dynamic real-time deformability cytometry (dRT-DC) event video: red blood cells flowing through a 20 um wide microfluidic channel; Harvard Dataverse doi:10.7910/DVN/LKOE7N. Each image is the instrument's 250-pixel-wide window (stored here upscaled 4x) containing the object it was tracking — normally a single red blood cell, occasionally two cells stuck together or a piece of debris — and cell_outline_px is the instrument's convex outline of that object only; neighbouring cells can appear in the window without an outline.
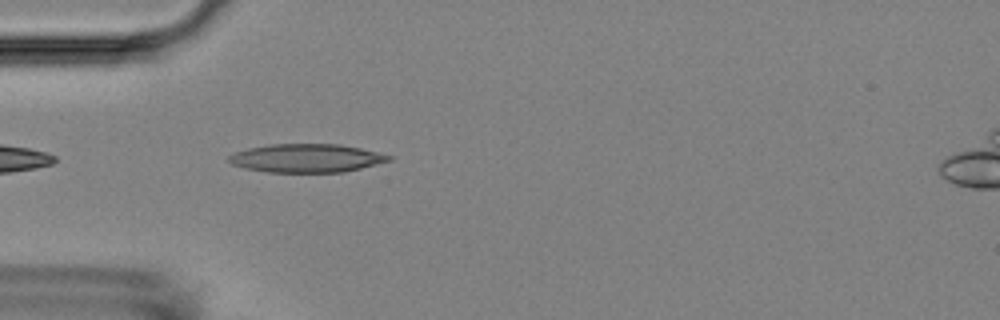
{"species": "Egyptian fruit bat (a non-hibernating species)", "species_latin": "Rousettus aegyptiacus", "temperature_condition": "room temperature", "stored_images_in_passage": 24, "camera_frame_rate_fps": 3000, "um_per_image_px": 0.085, "animal": {"sex": "female"}, "frame": {"image": 1, "passage_image": 1, "time_ms": 0.0, "image_size_px": [1000, 320], "cell_outline_px": [[392, 160], [344, 172], [268, 172], [244, 168], [232, 164], [228, 160], [228, 156], [236, 152], [248, 148], [272, 144], [340, 144], [360, 148], [392, 156]], "centroid_in_image_um": [26.04, 13.44], "position_along_channel_um": 59.0, "area_um2": 26.36}}
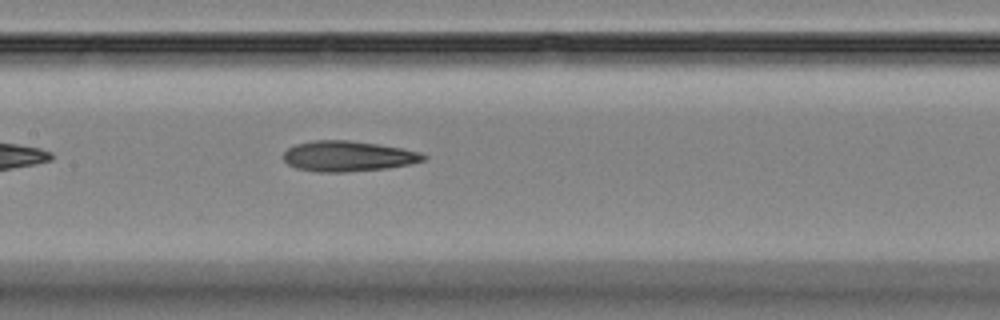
{"frame": {"image": 2, "passage_image": 11, "time_ms": 3.333, "image_size_px": [1000, 320], "cell_outline_px": [[428, 156], [424, 160], [408, 164], [384, 168], [344, 172], [316, 172], [296, 168], [288, 164], [284, 160], [284, 152], [288, 148], [296, 144], [312, 140], [348, 140], [380, 144], [420, 152]], "centroid_in_image_um": [29.55, 13.27], "position_along_channel_um": 177.9, "area_um2": 24.74}}
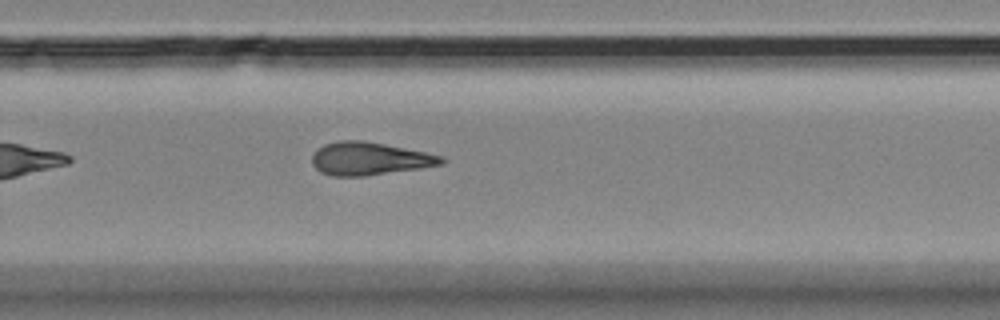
{"frame": {"image": 3, "passage_image": 21, "time_ms": 6.667, "image_size_px": [1000, 320], "cell_outline_px": [[448, 160], [440, 164], [420, 168], [364, 176], [332, 176], [320, 172], [312, 164], [312, 156], [316, 148], [324, 144], [340, 140], [364, 140], [444, 156]], "centroid_in_image_um": [31.37, 13.48], "position_along_channel_um": 298.4, "area_um2": 24.8}}